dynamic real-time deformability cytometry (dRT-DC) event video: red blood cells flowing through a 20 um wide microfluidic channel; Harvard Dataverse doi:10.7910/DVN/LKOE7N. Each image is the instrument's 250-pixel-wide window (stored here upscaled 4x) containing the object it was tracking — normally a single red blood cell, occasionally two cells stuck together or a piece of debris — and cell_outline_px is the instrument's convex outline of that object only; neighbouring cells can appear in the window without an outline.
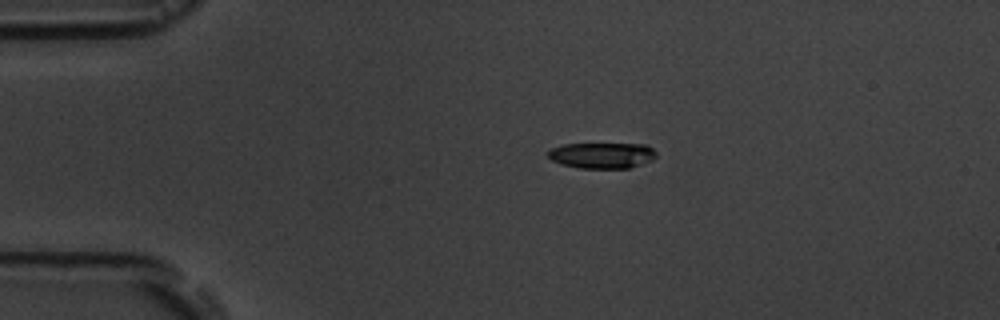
{"species": "common noctule bat (a hibernating species)", "species_latin": "Nyctalus noctula", "temperature_condition": "room temperature", "stored_images_in_passage": 16, "camera_frame_rate_fps": 3000, "um_per_image_px": 0.085, "animal": {"sex": "male", "body_mass_g": 19.5, "forearm_length_mm": 54.6}, "frame": {"image": 1, "passage_image": 3, "time_ms": 2.333, "image_size_px": [1000, 320], "cell_outline_px": [[656, 156], [652, 160], [628, 168], [580, 168], [564, 164], [552, 160], [548, 156], [548, 152], [552, 148], [564, 144], [644, 144], [652, 148], [656, 152]], "centroid_in_image_um": [51.19, 13.2], "position_along_channel_um": 33.8, "area_um2": 16.07}}
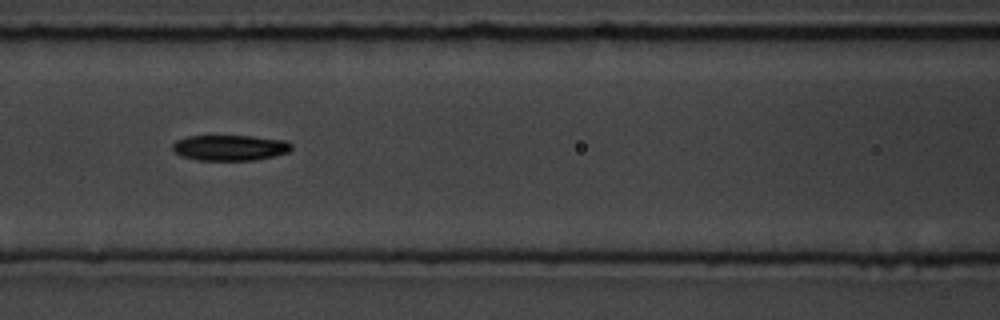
{"frame": {"image": 2, "passage_image": 7, "time_ms": 6.667, "image_size_px": [1000, 320], "cell_outline_px": [[292, 148], [288, 152], [256, 160], [196, 160], [180, 156], [172, 148], [172, 144], [176, 140], [188, 136], [252, 136], [288, 140], [292, 144]], "centroid_in_image_um": [19.55, 12.55], "position_along_channel_um": 147.0, "area_um2": 17.86}}
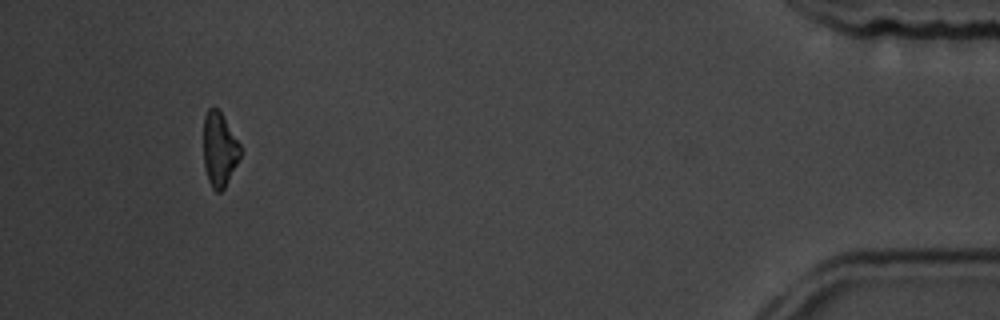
{"frame": {"image": 3, "passage_image": 15, "time_ms": 16.0, "image_size_px": [1000, 320], "cell_outline_px": [[240, 156], [224, 188], [220, 192], [216, 192], [212, 188], [208, 180], [204, 168], [204, 116], [208, 108], [216, 108], [220, 112], [240, 144]], "centroid_in_image_um": [18.62, 12.72], "position_along_channel_um": 416.6, "area_um2": 15.61}, "authors_computed_cell_mechanics": {"area_um2": 17.34, "velocity_mm_per_s": 3.6255, "shape_relaxation_time_tau1_ms": 2.8519, "shape_relaxation_time_tau2_ms": null, "deformation_change_tau1": 0.0848, "deformation_change_tau2": null}}